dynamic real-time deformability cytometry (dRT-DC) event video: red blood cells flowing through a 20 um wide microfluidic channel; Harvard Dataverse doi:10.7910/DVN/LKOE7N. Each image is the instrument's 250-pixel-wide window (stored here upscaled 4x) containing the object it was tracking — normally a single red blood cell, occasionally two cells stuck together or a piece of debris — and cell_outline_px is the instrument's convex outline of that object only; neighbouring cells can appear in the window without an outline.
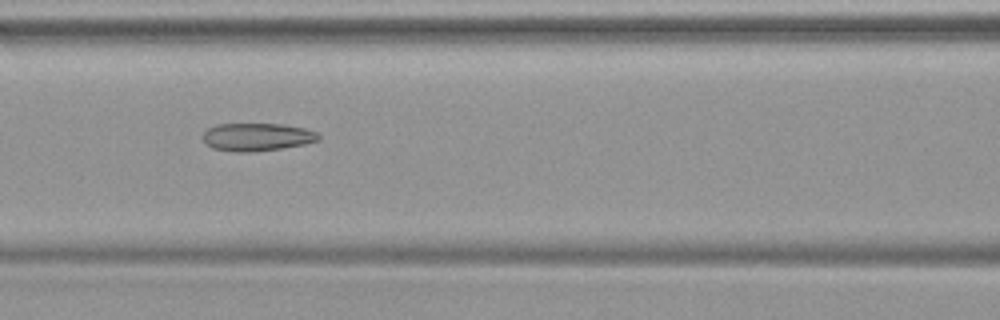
{"species": "common noctule bat (a hibernating species)", "species_latin": "Nyctalus noctula", "temperature_condition": "warm", "stored_images_in_passage": 48, "camera_frame_rate_fps": 3000, "um_per_image_px": 0.085, "animal": {"sex": "female", "body_mass_g": 19.9}, "frame": {"image": 1, "passage_image": 21, "time_ms": 6.667, "image_size_px": [1000, 320], "cell_outline_px": [[320, 140], [304, 144], [280, 148], [252, 152], [232, 152], [212, 148], [204, 144], [200, 136], [208, 128], [216, 124], [284, 124], [304, 128], [316, 132], [320, 136]], "centroid_in_image_um": [21.78, 11.64], "position_along_channel_um": 144.8, "area_um2": 19.02}}
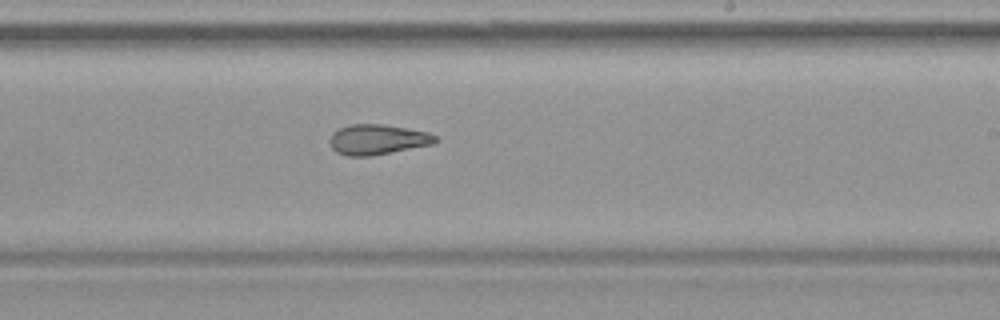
{"frame": {"image": 2, "passage_image": 29, "time_ms": 9.333, "image_size_px": [1000, 320], "cell_outline_px": [[436, 140], [432, 144], [368, 156], [348, 156], [336, 152], [332, 148], [328, 140], [332, 132], [340, 128], [352, 124], [384, 124], [408, 128], [428, 132], [436, 136]], "centroid_in_image_um": [32.04, 11.84], "position_along_channel_um": 257.0, "area_um2": 18.44}}
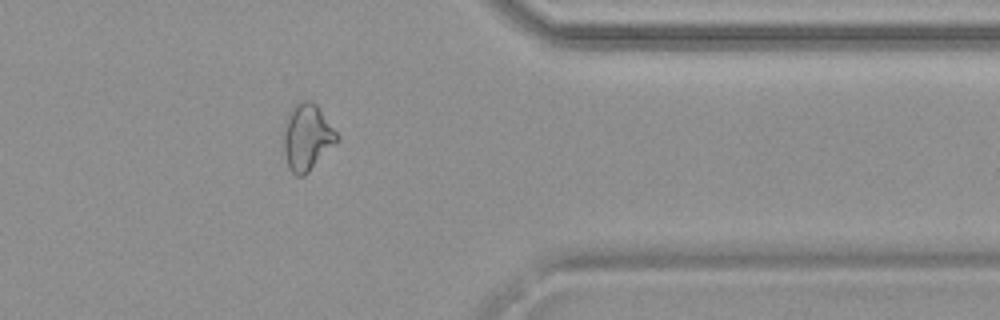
{"frame": {"image": 3, "passage_image": 39, "time_ms": 12.667, "image_size_px": [1000, 320], "cell_outline_px": [[340, 136], [308, 172], [304, 176], [296, 176], [288, 168], [284, 152], [284, 128], [288, 112], [296, 104], [304, 100], [312, 100], [316, 104]], "centroid_in_image_um": [26.07, 11.64], "position_along_channel_um": 385.3, "area_um2": 20.23}}